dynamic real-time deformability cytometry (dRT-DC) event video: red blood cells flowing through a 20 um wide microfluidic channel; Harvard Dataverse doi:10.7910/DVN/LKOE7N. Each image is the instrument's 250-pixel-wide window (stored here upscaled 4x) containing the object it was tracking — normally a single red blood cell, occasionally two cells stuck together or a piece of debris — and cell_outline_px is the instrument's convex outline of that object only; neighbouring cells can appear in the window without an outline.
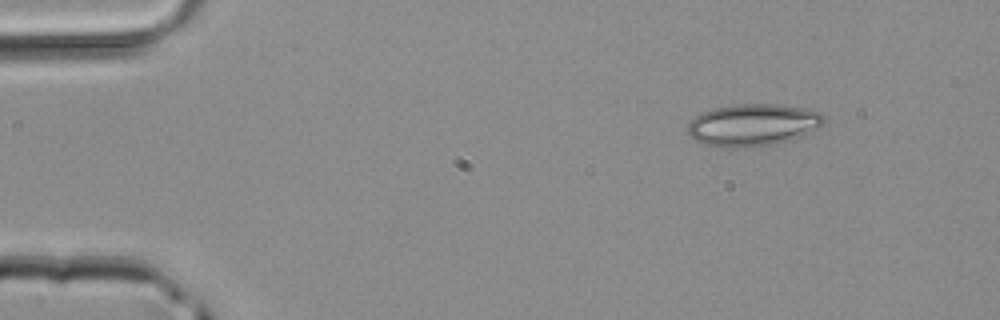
{"species": "common noctule bat (a hibernating species)", "species_latin": "Nyctalus noctula", "temperature_condition": "room temperature", "stored_images_in_passage": 3, "camera_frame_rate_fps": 3000, "um_per_image_px": 0.085, "animal": {"sex": "male", "body_mass_g": 20.4}, "frame": {"image": 1, "passage_image": 1, "time_ms": 0.0, "image_size_px": [1000, 320], "cell_outline_px": [[828, 120], [824, 124], [800, 136], [788, 140], [748, 148], [716, 148], [700, 144], [684, 132], [688, 124], [700, 112], [712, 108], [736, 104], [780, 104], [804, 108], [820, 112]], "centroid_in_image_um": [63.92, 10.62], "position_along_channel_um": 21.1, "area_um2": 33.99}}